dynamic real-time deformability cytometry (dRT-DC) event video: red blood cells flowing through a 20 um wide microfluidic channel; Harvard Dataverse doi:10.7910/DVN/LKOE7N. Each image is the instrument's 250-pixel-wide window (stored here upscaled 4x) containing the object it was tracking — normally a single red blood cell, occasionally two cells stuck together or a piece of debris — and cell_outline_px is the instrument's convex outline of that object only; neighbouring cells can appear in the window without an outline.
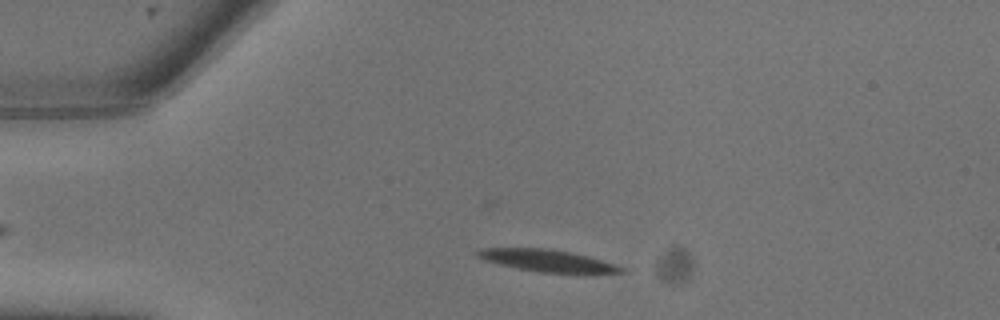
{"species": "common noctule bat (a hibernating species)", "species_latin": "Nyctalus noctula", "temperature_condition": "warm", "stored_images_in_passage": 9, "camera_frame_rate_fps": 3000, "um_per_image_px": 0.085, "animal": {"sex": "male", "body_mass_g": 13.3}, "frame": {"image": 1, "passage_image": 3, "time_ms": 0.667, "image_size_px": [1000, 320], "cell_outline_px": [[624, 272], [596, 276], [592, 276], [540, 272], [516, 268], [484, 260], [476, 256], [476, 252], [480, 248], [548, 248], [588, 256], [624, 268]], "centroid_in_image_um": [46.62, 22.2], "position_along_channel_um": 38.4, "area_um2": 19.07}}
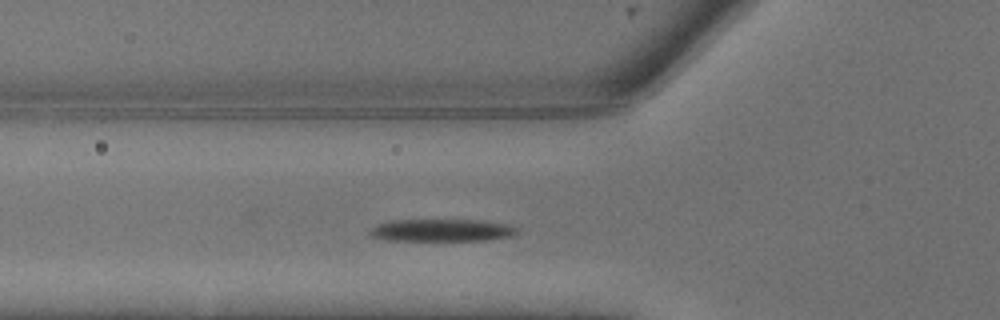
{"frame": {"image": 2, "passage_image": 6, "time_ms": 1.667, "image_size_px": [1000, 320], "cell_outline_px": [[516, 232], [512, 236], [484, 240], [388, 240], [372, 236], [368, 232], [376, 224], [392, 220], [480, 220], [512, 224], [516, 228]], "centroid_in_image_um": [37.56, 19.56], "position_along_channel_um": 88.2, "area_um2": 19.07}}
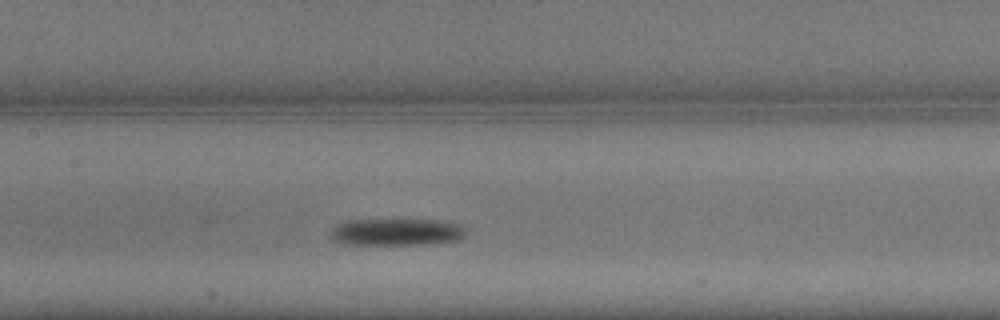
{"frame": {"image": 3, "passage_image": 9, "time_ms": 2.667, "image_size_px": [1000, 320], "cell_outline_px": [[468, 228], [464, 236], [452, 240], [424, 244], [352, 244], [336, 240], [328, 232], [332, 228], [348, 220], [440, 220], [464, 224]], "centroid_in_image_um": [33.78, 19.7], "position_along_channel_um": 173.6, "area_um2": 21.04}}